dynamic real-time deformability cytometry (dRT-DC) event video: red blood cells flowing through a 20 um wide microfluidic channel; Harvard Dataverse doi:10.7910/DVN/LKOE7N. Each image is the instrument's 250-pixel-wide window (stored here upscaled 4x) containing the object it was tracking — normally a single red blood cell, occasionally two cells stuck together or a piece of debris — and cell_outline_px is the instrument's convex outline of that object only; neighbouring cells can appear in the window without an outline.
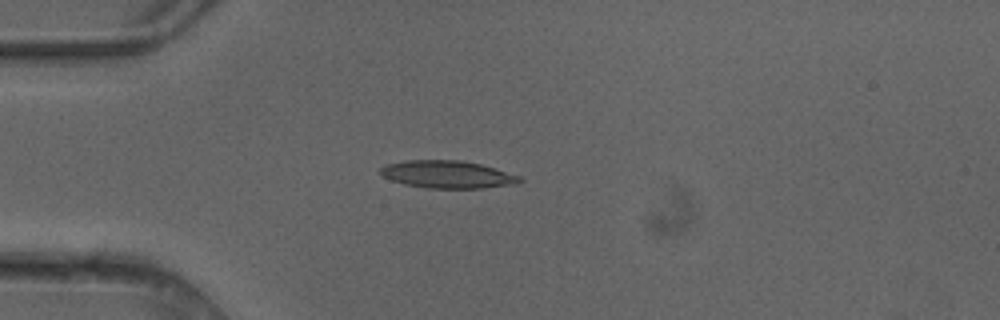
{"species": "common noctule bat (a hibernating species)", "species_latin": "Nyctalus noctula", "temperature_condition": "cold", "stored_images_in_passage": 4, "camera_frame_rate_fps": 3000, "um_per_image_px": 0.085, "animal": {"sex": "female"}, "frame": {"image": 1, "passage_image": 4, "time_ms": 1.0, "image_size_px": [1000, 320], "cell_outline_px": [[524, 180], [516, 184], [480, 188], [424, 188], [404, 184], [392, 180], [384, 176], [380, 172], [380, 168], [384, 164], [408, 160], [460, 160], [480, 164], [520, 176]], "centroid_in_image_um": [38.02, 14.82], "position_along_channel_um": 47.0, "area_um2": 22.25}}